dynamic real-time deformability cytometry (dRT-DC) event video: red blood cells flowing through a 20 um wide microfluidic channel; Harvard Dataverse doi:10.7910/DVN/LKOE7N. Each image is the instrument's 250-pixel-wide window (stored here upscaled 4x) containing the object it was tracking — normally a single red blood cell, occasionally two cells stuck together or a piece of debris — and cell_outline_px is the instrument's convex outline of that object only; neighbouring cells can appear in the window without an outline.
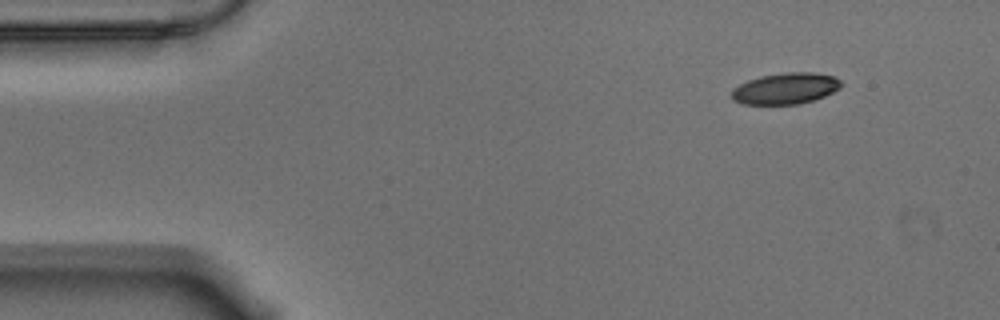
{"species": "Egyptian fruit bat (a non-hibernating species)", "species_latin": "Rousettus aegyptiacus", "temperature_condition": "warm", "stored_images_in_passage": 52, "camera_frame_rate_fps": 3000, "um_per_image_px": 0.085, "animal": {"sex": "male"}, "frame": {"image": 1, "passage_image": 1, "time_ms": 0.0, "image_size_px": [1000, 320], "cell_outline_px": [[840, 88], [824, 96], [812, 100], [796, 104], [744, 104], [732, 100], [732, 88], [748, 80], [760, 76], [788, 72], [812, 72], [836, 76], [840, 80]], "centroid_in_image_um": [66.75, 7.51], "position_along_channel_um": 18.2, "area_um2": 19.83}}
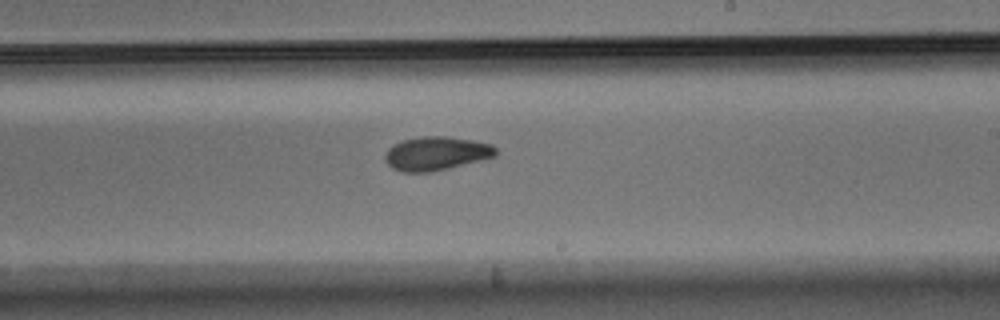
{"frame": {"image": 2, "passage_image": 28, "time_ms": 9.0, "image_size_px": [1000, 320], "cell_outline_px": [[496, 156], [448, 168], [428, 172], [404, 172], [392, 168], [384, 160], [384, 156], [388, 148], [404, 140], [424, 136], [444, 136], [472, 140], [492, 144], [496, 148]], "centroid_in_image_um": [37.07, 13.04], "position_along_channel_um": 251.9, "area_um2": 21.5}}
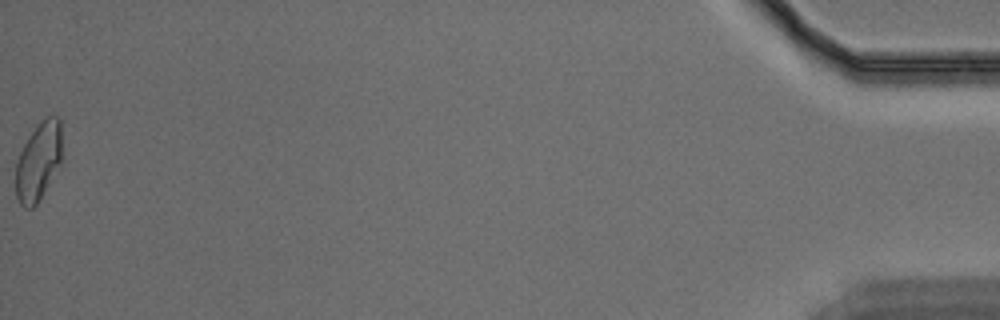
{"frame": {"image": 3, "passage_image": 52, "time_ms": 17.0, "image_size_px": [1000, 320], "cell_outline_px": [[60, 164], [40, 200], [32, 208], [24, 208], [20, 204], [16, 196], [16, 160], [24, 144], [36, 124], [40, 120], [48, 116], [60, 116]], "centroid_in_image_um": [3.25, 13.72], "position_along_channel_um": 432.0, "area_um2": 21.04}, "authors_computed_cell_mechanics": {"area_um2": 21.2993, "velocity_mm_per_s": 3.5401, "shape_relaxation_time_tau1_ms": 5.8109, "shape_relaxation_time_tau2_ms": 3.7136, "deformation_change_tau1": 0.1375, "deformation_change_tau2": 0.0882}}